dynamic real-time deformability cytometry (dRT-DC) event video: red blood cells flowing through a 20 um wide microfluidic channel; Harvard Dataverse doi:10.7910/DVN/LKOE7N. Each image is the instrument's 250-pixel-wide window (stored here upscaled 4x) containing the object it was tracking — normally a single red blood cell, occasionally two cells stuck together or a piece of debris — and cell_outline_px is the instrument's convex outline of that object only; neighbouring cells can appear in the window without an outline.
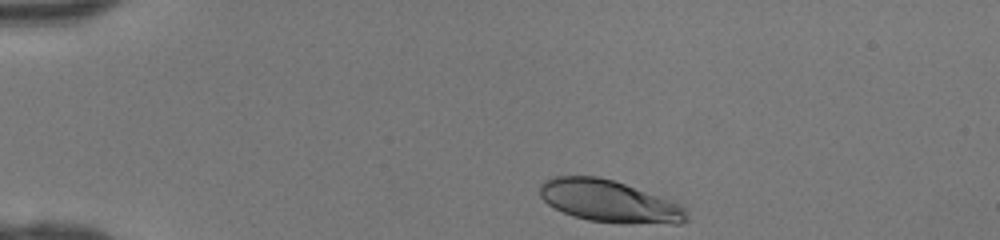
{"species": "human", "species_latin": "Homo sapiens", "temperature_condition": "room temperature", "stored_images_in_passage": 33, "camera_frame_rate_fps": 3000, "um_per_image_px": 0.085, "donor": {"sex": "female"}, "frame": {"image": 1, "passage_image": 1, "time_ms": 0.0, "image_size_px": [1000, 240], "cell_outline_px": [[688, 220], [680, 224], [620, 224], [588, 220], [572, 216], [548, 204], [540, 196], [540, 184], [544, 180], [556, 176], [596, 176], [612, 180], [624, 184], [680, 204], [684, 208], [688, 216]], "centroid_in_image_um": [51.79, 17.13], "position_along_channel_um": 33.2, "area_um2": 35.95}}
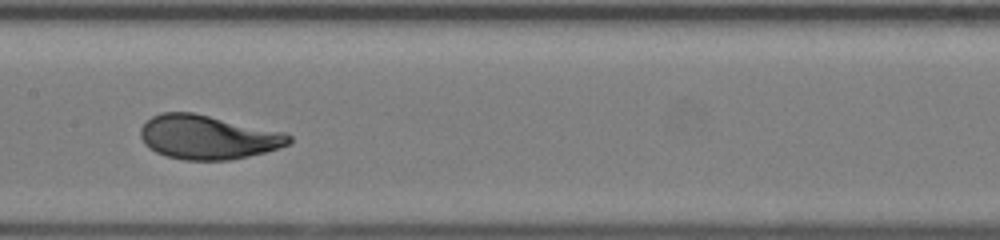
{"frame": {"image": 2, "passage_image": 16, "time_ms": 5.0, "image_size_px": [1000, 240], "cell_outline_px": [[292, 140], [288, 144], [280, 148], [248, 156], [228, 160], [184, 160], [168, 156], [156, 152], [148, 148], [144, 144], [140, 136], [140, 128], [152, 116], [160, 112], [192, 112], [288, 132], [292, 136]], "centroid_in_image_um": [17.69, 11.65], "position_along_channel_um": 189.7, "area_um2": 38.38}}
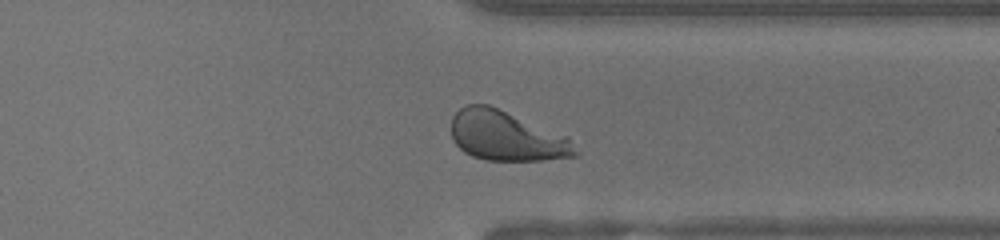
{"frame": {"image": 3, "passage_image": 28, "time_ms": 9.0, "image_size_px": [1000, 240], "cell_outline_px": [[580, 156], [544, 160], [484, 160], [472, 156], [464, 152], [452, 140], [452, 116], [460, 108], [468, 104], [488, 104], [568, 136], [580, 152]], "centroid_in_image_um": [43.08, 11.57], "position_along_channel_um": 368.3, "area_um2": 36.24}}